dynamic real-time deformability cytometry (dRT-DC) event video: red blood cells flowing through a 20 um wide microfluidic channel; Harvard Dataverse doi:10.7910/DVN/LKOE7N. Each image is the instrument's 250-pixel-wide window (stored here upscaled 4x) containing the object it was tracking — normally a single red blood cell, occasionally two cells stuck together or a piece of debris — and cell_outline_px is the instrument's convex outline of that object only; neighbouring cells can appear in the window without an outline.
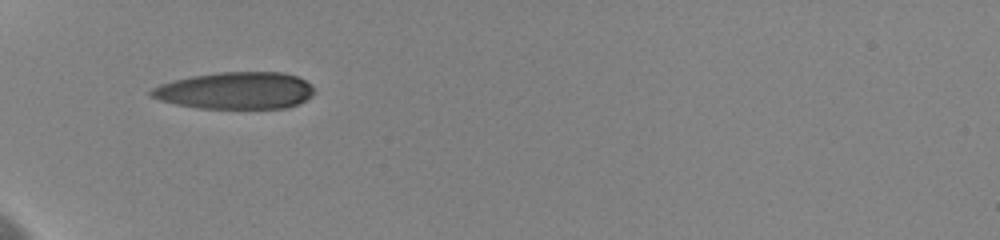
{"species": "human", "species_latin": "Homo sapiens", "temperature_condition": "cold", "stored_images_in_passage": 18, "camera_frame_rate_fps": 3000, "um_per_image_px": 0.085, "donor": {"sex": "female"}, "frame": {"image": 1, "passage_image": 1, "time_ms": 0.0, "image_size_px": [1000, 240], "cell_outline_px": [[316, 92], [312, 96], [288, 108], [200, 108], [176, 104], [160, 100], [148, 96], [148, 92], [152, 88], [160, 84], [172, 80], [192, 76], [216, 72], [284, 72], [296, 76], [312, 84]], "centroid_in_image_um": [20.01, 7.69], "position_along_channel_um": 65.0, "area_um2": 35.37}}